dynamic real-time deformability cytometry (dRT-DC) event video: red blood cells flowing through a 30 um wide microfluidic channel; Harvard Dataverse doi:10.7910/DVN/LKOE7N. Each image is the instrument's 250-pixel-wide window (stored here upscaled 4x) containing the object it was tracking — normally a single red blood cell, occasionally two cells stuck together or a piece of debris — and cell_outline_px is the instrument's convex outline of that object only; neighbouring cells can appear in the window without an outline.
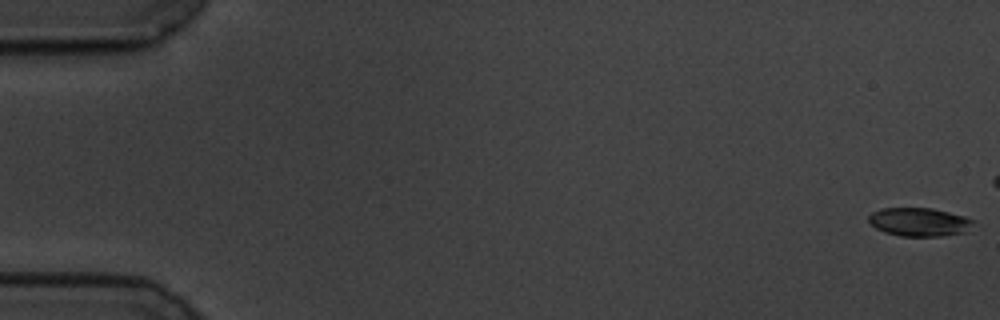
{"species": "common noctule bat (a hibernating species)", "species_latin": "Nyctalus noctula", "temperature_condition": "cold", "stored_images_in_passage": 19, "camera_frame_rate_fps": 3000, "um_per_image_px": 0.085, "animal": {"sex": "male", "body_mass_g": 19.5, "forearm_length_mm": 54.6}, "frame": {"image": 1, "passage_image": 1, "time_ms": 0.0, "image_size_px": [1000, 320], "cell_outline_px": [[976, 220], [964, 232], [940, 236], [900, 236], [884, 232], [876, 228], [868, 220], [868, 216], [872, 212], [880, 208], [932, 208], [964, 216]], "centroid_in_image_um": [78.11, 18.86], "position_along_channel_um": 6.9, "area_um2": 17.28}}